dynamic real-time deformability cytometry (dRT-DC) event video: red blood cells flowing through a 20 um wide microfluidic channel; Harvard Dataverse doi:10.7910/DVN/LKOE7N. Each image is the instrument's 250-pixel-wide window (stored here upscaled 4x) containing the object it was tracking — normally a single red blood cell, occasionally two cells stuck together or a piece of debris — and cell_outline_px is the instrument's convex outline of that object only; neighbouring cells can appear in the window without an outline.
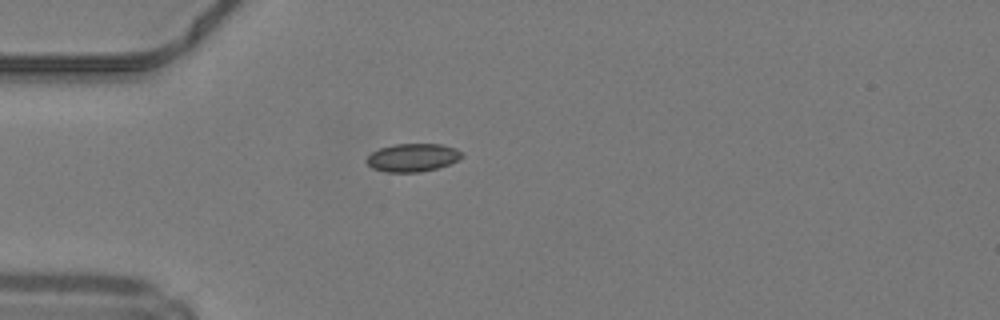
{"species": "common noctule bat (a hibernating species)", "species_latin": "Nyctalus noctula", "temperature_condition": "warm", "stored_images_in_passage": 30, "camera_frame_rate_fps": 3000, "um_per_image_px": 0.085, "animal": {"sex": "male", "body_mass_g": 19.2, "forearm_length_mm": 51.8}, "frame": {"image": 1, "passage_image": 1, "time_ms": 0.0, "image_size_px": [1000, 320], "cell_outline_px": [[464, 156], [448, 164], [436, 168], [420, 172], [384, 172], [372, 168], [364, 160], [372, 152], [380, 148], [392, 144], [440, 144], [456, 148]], "centroid_in_image_um": [35.03, 13.39], "position_along_channel_um": 50.0, "area_um2": 15.55}}
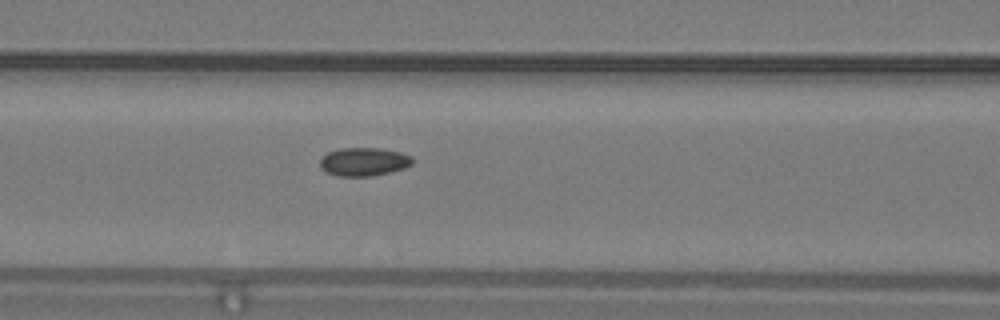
{"frame": {"image": 2, "passage_image": 8, "time_ms": 2.333, "image_size_px": [1000, 320], "cell_outline_px": [[412, 164], [404, 168], [372, 176], [336, 176], [324, 172], [320, 168], [320, 160], [328, 152], [340, 148], [380, 148], [400, 152], [412, 156]], "centroid_in_image_um": [30.89, 13.75], "position_along_channel_um": 135.7, "area_um2": 15.32}}
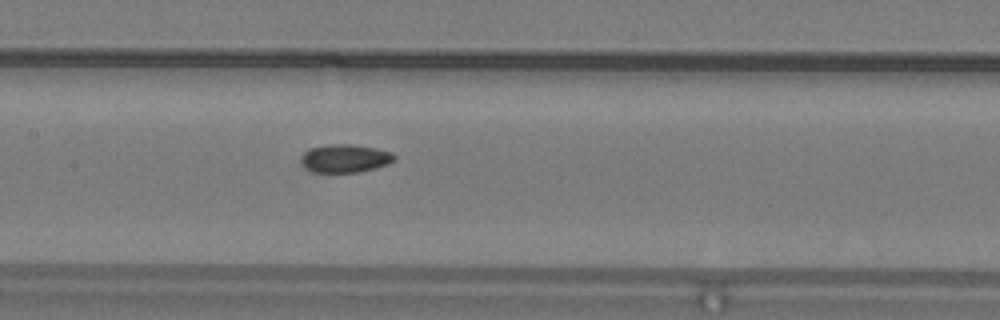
{"frame": {"image": 3, "passage_image": 11, "time_ms": 3.333, "image_size_px": [1000, 320], "cell_outline_px": [[396, 156], [388, 164], [356, 172], [312, 172], [304, 168], [300, 160], [304, 152], [312, 148], [328, 144], [352, 144], [376, 148], [392, 152]], "centroid_in_image_um": [29.29, 13.45], "position_along_channel_um": 178.1, "area_um2": 15.2}, "authors_computed_cell_mechanics": {"area_um2": 15.2303, "velocity_mm_per_s": 4.2336, "shape_relaxation_time_tau1_ms": null, "shape_relaxation_time_tau2_ms": 2.4572, "deformation_change_tau1": null, "deformation_change_tau2": 0.055}}